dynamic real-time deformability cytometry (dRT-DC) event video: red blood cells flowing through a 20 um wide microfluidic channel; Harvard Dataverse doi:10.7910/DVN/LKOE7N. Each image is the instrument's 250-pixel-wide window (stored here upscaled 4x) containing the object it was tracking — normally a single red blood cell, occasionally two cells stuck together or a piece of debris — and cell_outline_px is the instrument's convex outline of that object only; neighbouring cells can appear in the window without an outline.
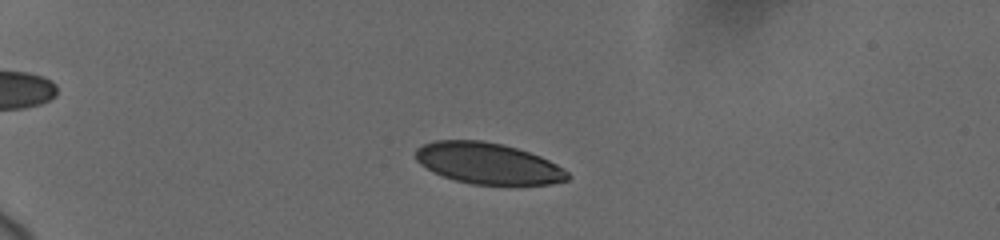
{"species": "human", "species_latin": "Homo sapiens", "temperature_condition": "cold", "stored_images_in_passage": 23, "camera_frame_rate_fps": 3000, "um_per_image_px": 0.085, "donor": {"sex": "female"}, "frame": {"image": 1, "passage_image": 7, "time_ms": 3.0, "image_size_px": [1000, 240], "cell_outline_px": [[572, 176], [568, 180], [552, 184], [472, 184], [456, 180], [432, 172], [420, 164], [416, 160], [416, 148], [424, 144], [436, 140], [484, 140], [504, 144], [540, 156], [564, 168]], "centroid_in_image_um": [41.49, 13.88], "position_along_channel_um": 43.5, "area_um2": 36.47}}
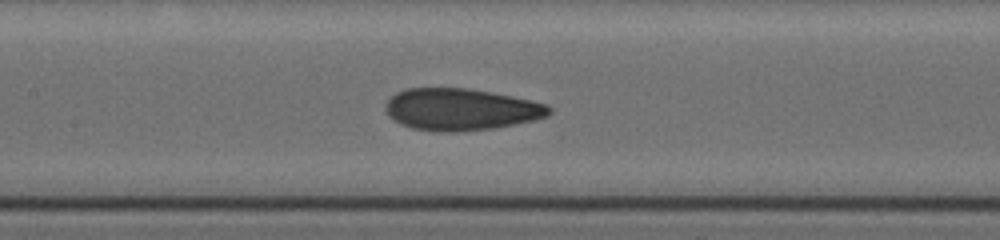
{"frame": {"image": 2, "passage_image": 16, "time_ms": 8.0, "image_size_px": [1000, 240], "cell_outline_px": [[552, 112], [548, 116], [536, 120], [496, 128], [456, 132], [436, 132], [412, 128], [400, 124], [392, 120], [388, 116], [384, 108], [384, 104], [396, 92], [408, 88], [468, 88], [492, 92], [532, 100], [548, 104], [552, 108]], "centroid_in_image_um": [39.18, 9.31], "position_along_channel_um": 168.2, "area_um2": 40.52}}
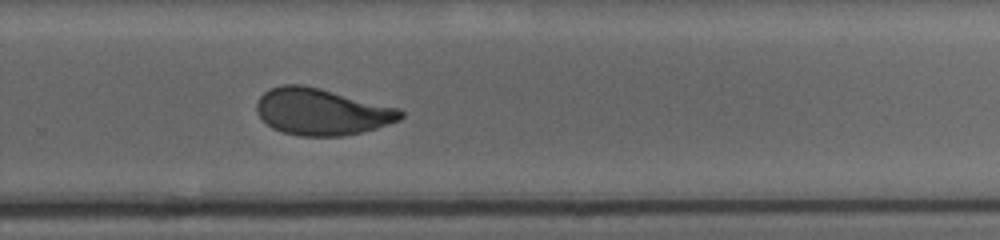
{"frame": {"image": 3, "passage_image": 23, "time_ms": 11.667, "image_size_px": [1000, 240], "cell_outline_px": [[404, 116], [400, 120], [376, 128], [360, 132], [340, 136], [300, 136], [284, 132], [272, 128], [256, 112], [256, 104], [260, 96], [264, 92], [272, 88], [284, 84], [300, 84], [320, 88], [400, 108], [404, 112]], "centroid_in_image_um": [27.36, 9.49], "position_along_channel_um": 302.4, "area_um2": 39.02}}